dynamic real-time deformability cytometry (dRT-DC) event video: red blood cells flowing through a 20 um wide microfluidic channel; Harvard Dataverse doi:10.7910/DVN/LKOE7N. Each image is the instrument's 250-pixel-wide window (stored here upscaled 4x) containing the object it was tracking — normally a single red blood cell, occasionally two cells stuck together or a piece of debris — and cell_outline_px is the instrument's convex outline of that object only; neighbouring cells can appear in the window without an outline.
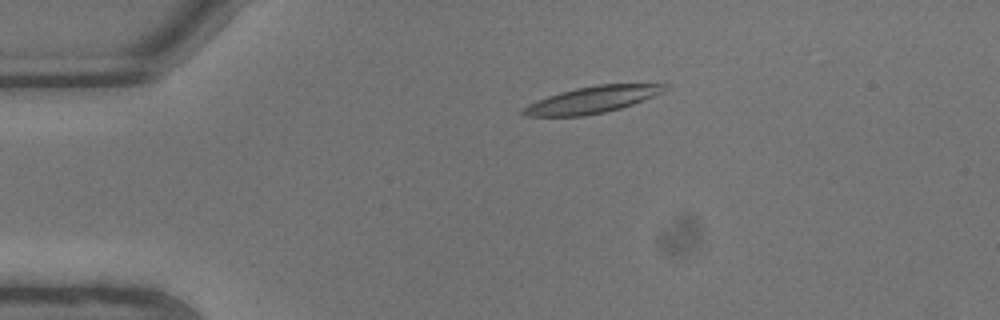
{"species": "common noctule bat (a hibernating species)", "species_latin": "Nyctalus noctula", "temperature_condition": "warm", "stored_images_in_passage": 6, "camera_frame_rate_fps": 3000, "um_per_image_px": 0.085, "animal": {"sex": "male", "body_mass_g": 13.3}, "frame": {"image": 1, "passage_image": 4, "time_ms": 1.0, "image_size_px": [1000, 320], "cell_outline_px": [[672, 84], [664, 92], [632, 104], [620, 108], [604, 112], [584, 116], [520, 116], [520, 112], [528, 104], [548, 96], [560, 92], [576, 88], [596, 84]], "centroid_in_image_um": [50.34, 8.47], "position_along_channel_um": 34.7, "area_um2": 21.96}}